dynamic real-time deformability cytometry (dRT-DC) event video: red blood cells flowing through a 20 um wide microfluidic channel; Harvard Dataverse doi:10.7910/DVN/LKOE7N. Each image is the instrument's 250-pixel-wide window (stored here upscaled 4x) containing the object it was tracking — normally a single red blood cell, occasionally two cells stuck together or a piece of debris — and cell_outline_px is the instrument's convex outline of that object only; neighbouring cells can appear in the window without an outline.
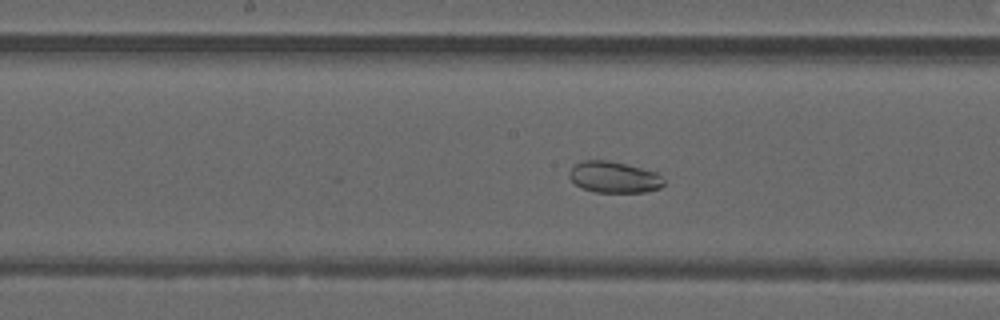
{"species": "common noctule bat (a hibernating species)", "species_latin": "Nyctalus noctula", "temperature_condition": "warm", "stored_images_in_passage": 38, "camera_frame_rate_fps": 3000, "um_per_image_px": 0.085, "animal": {"sex": "male", "forearm_length_mm": 52.5}, "frame": {"image": 1, "passage_image": 14, "time_ms": 4.333, "image_size_px": [1000, 320], "cell_outline_px": [[664, 184], [660, 188], [644, 192], [596, 192], [580, 188], [568, 176], [568, 172], [576, 164], [584, 160], [608, 160], [656, 172], [664, 180]], "centroid_in_image_um": [52.17, 15.07], "position_along_channel_um": 196.0, "area_um2": 17.11}}
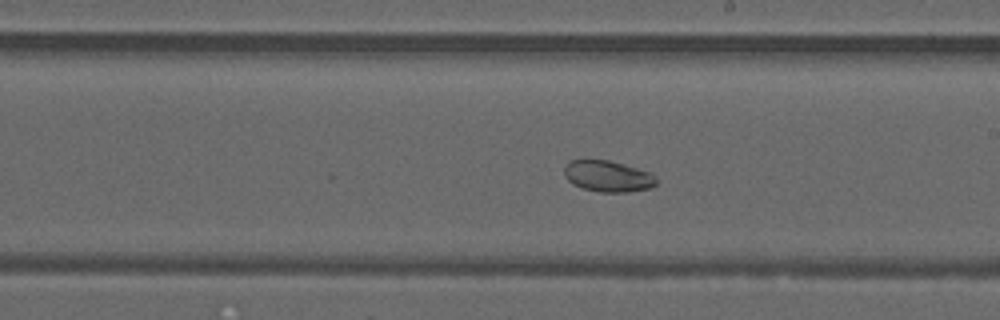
{"frame": {"image": 2, "passage_image": 17, "time_ms": 5.333, "image_size_px": [1000, 320], "cell_outline_px": [[656, 184], [652, 188], [628, 192], [600, 192], [584, 188], [572, 184], [564, 176], [564, 168], [568, 160], [608, 160], [624, 164], [648, 172], [656, 180]], "centroid_in_image_um": [51.63, 14.98], "position_along_channel_um": 237.4, "area_um2": 16.65}}
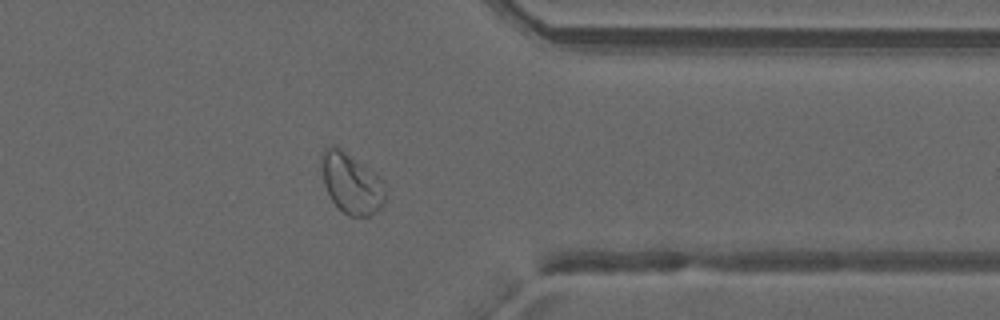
{"frame": {"image": 3, "passage_image": 28, "time_ms": 9.0, "image_size_px": [1000, 320], "cell_outline_px": [[384, 204], [376, 212], [368, 216], [348, 216], [332, 200], [324, 184], [320, 164], [320, 156], [324, 148], [332, 144], [336, 144], [364, 164], [380, 176], [384, 180]], "centroid_in_image_um": [29.85, 15.52], "position_along_channel_um": 381.5, "area_um2": 22.83}, "authors_computed_cell_mechanics": {"area_um2": 22.4842, "velocity_mm_per_s": 4.1648, "shape_relaxation_time_tau1_ms": null, "shape_relaxation_time_tau2_ms": 2.2296, "deformation_change_tau1": null, "deformation_change_tau2": 0.0453}}